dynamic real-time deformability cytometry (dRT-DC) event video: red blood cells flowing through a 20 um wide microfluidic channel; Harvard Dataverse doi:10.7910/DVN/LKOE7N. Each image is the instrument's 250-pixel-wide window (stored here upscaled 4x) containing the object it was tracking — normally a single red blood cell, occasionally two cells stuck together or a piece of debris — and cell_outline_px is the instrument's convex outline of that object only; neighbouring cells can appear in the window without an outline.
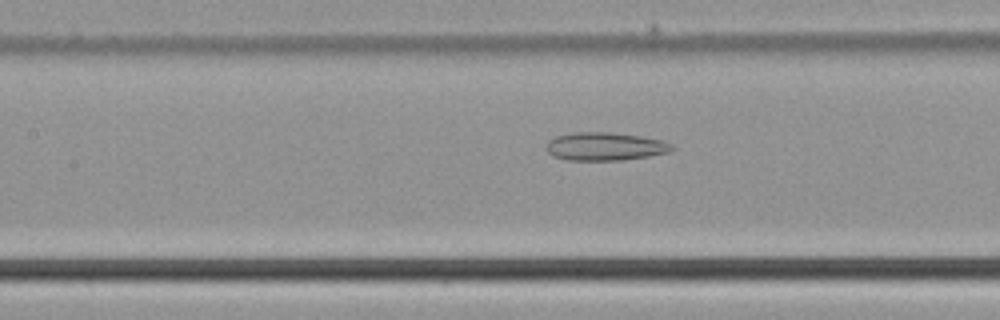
{"species": "common noctule bat (a hibernating species)", "species_latin": "Nyctalus noctula", "temperature_condition": "cold", "stored_images_in_passage": 49, "camera_frame_rate_fps": 3000, "um_per_image_px": 0.085, "animal": {"sex": "male", "body_mass_g": 21.5, "forearm_length_mm": 52.0}, "frame": {"image": 1, "passage_image": 22, "time_ms": 7.0, "image_size_px": [1000, 320], "cell_outline_px": [[676, 148], [668, 152], [648, 156], [620, 160], [568, 160], [552, 156], [544, 148], [548, 140], [556, 136], [572, 132], [612, 132], [640, 136], [664, 140], [672, 144]], "centroid_in_image_um": [51.41, 12.44], "position_along_channel_um": 156.0, "area_um2": 20.81}}
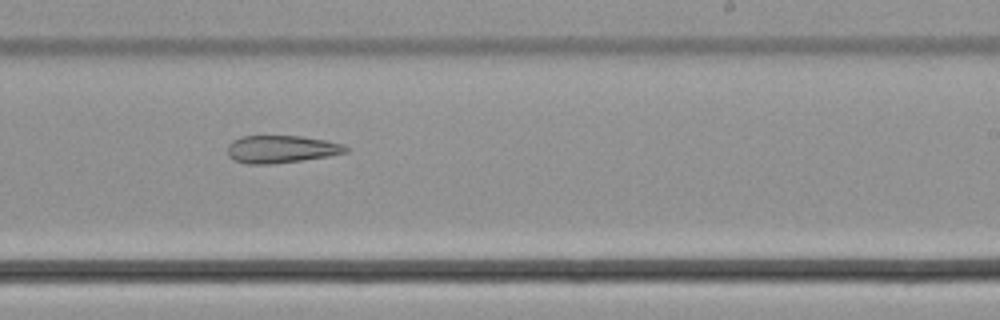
{"frame": {"image": 2, "passage_image": 30, "time_ms": 9.667, "image_size_px": [1000, 320], "cell_outline_px": [[348, 152], [328, 156], [272, 164], [248, 164], [236, 160], [228, 156], [228, 144], [232, 140], [240, 136], [300, 136], [324, 140], [344, 144], [348, 148]], "centroid_in_image_um": [23.89, 12.67], "position_along_channel_um": 265.1, "area_um2": 18.9}}
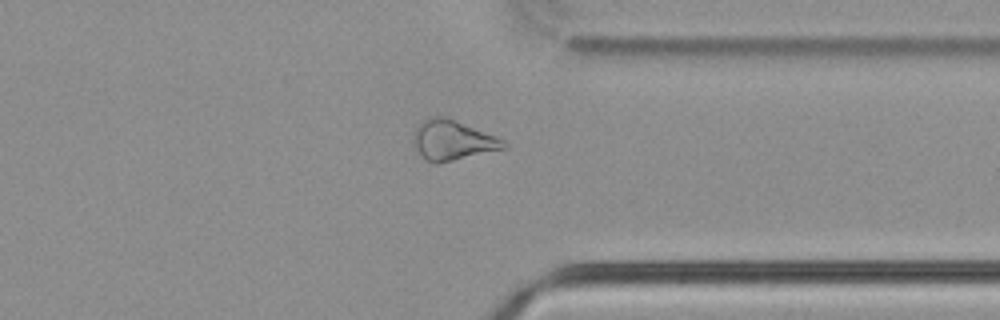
{"frame": {"image": 3, "passage_image": 38, "time_ms": 12.333, "image_size_px": [1000, 320], "cell_outline_px": [[508, 148], [436, 164], [432, 164], [424, 160], [420, 156], [412, 144], [412, 136], [416, 128], [428, 116], [444, 116], [456, 120], [496, 136], [504, 140], [508, 144]], "centroid_in_image_um": [38.44, 11.93], "position_along_channel_um": 373.0, "area_um2": 21.39}}